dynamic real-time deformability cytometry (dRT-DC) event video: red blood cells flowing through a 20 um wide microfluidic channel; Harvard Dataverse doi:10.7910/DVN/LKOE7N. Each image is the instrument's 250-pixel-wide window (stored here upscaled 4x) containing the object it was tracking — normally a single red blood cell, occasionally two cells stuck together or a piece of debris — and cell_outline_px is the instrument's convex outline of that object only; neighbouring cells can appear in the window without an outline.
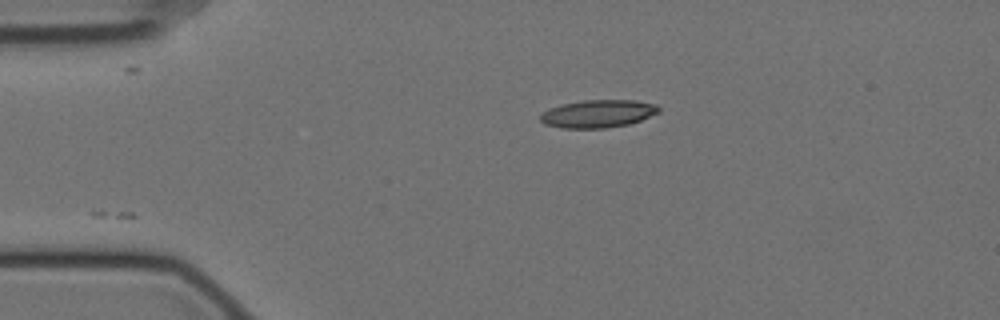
{"species": "Egyptian fruit bat (a non-hibernating species)", "species_latin": "Rousettus aegyptiacus", "temperature_condition": "cold", "stored_images_in_passage": 47, "camera_frame_rate_fps": 3000, "um_per_image_px": 0.085, "animal": {"sex": "female"}, "frame": {"image": 1, "passage_image": 1, "time_ms": 0.0, "image_size_px": [1000, 320], "cell_outline_px": [[660, 112], [640, 120], [628, 124], [604, 128], [560, 128], [544, 124], [540, 120], [540, 116], [548, 108], [564, 104], [584, 100], [636, 100], [656, 104], [660, 108]], "centroid_in_image_um": [50.83, 9.66], "position_along_channel_um": 34.2, "area_um2": 19.13}}
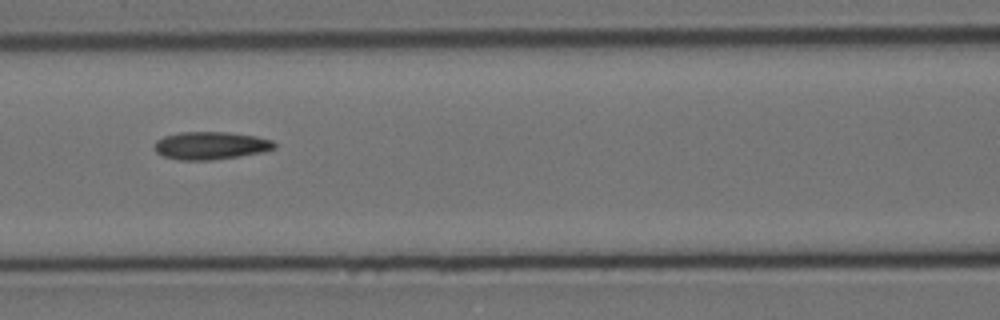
{"frame": {"image": 2, "passage_image": 14, "time_ms": 4.333, "image_size_px": [1000, 320], "cell_outline_px": [[276, 148], [264, 152], [212, 160], [180, 160], [164, 156], [156, 152], [156, 140], [164, 136], [180, 132], [228, 132], [256, 136], [272, 140], [276, 144]], "centroid_in_image_um": [17.94, 12.37], "position_along_channel_um": 148.7, "area_um2": 19.36}}
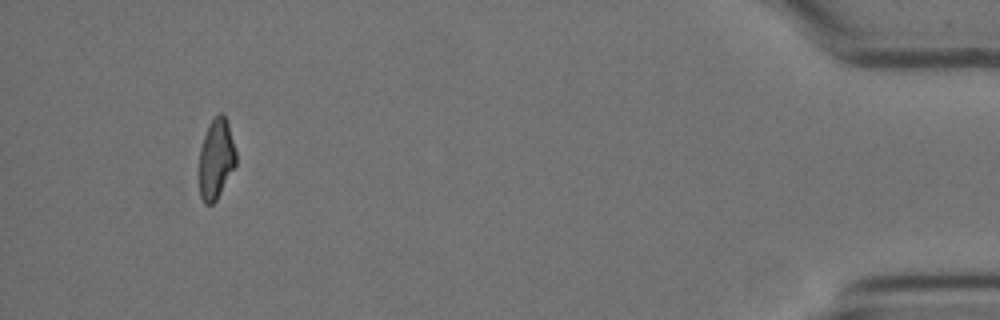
{"frame": {"image": 3, "passage_image": 43, "time_ms": 14.0, "image_size_px": [1000, 320], "cell_outline_px": [[236, 164], [216, 200], [212, 204], [204, 204], [200, 196], [200, 148], [204, 136], [212, 120], [220, 112], [224, 116], [228, 124], [236, 152]], "centroid_in_image_um": [18.37, 13.53], "position_along_channel_um": 416.8, "area_um2": 16.76}, "authors_computed_cell_mechanics": {"area_um2": 17.6868, "velocity_mm_per_s": 3.5573, "shape_relaxation_time_tau1_ms": 8.5394, "shape_relaxation_time_tau2_ms": null, "deformation_change_tau1": 0.4298, "deformation_change_tau2": null}}